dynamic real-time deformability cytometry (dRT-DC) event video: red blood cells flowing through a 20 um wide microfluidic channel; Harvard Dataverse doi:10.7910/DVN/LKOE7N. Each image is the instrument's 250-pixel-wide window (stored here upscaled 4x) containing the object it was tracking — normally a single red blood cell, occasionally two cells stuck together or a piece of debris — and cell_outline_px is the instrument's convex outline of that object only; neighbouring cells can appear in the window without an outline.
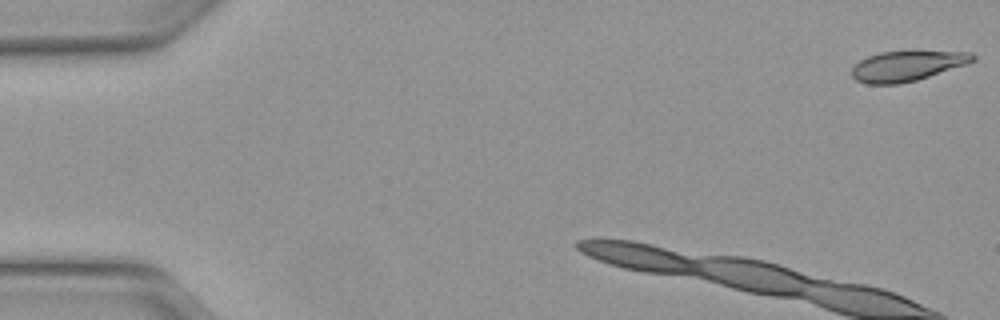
{"species": "Egyptian fruit bat (a non-hibernating species)", "species_latin": "Rousettus aegyptiacus", "temperature_condition": "warm", "stored_images_in_passage": 6, "camera_frame_rate_fps": 3000, "um_per_image_px": 0.085, "animal": {"sex": "female"}, "frame": {"image": 1, "passage_image": 1, "time_ms": 0.0, "image_size_px": [1000, 320], "cell_outline_px": [[976, 60], [968, 64], [916, 80], [900, 84], [868, 84], [856, 80], [852, 76], [852, 68], [860, 60], [868, 56], [880, 52], [972, 52], [976, 56]], "centroid_in_image_um": [77.11, 5.61], "position_along_channel_um": 7.9, "area_um2": 21.04}}